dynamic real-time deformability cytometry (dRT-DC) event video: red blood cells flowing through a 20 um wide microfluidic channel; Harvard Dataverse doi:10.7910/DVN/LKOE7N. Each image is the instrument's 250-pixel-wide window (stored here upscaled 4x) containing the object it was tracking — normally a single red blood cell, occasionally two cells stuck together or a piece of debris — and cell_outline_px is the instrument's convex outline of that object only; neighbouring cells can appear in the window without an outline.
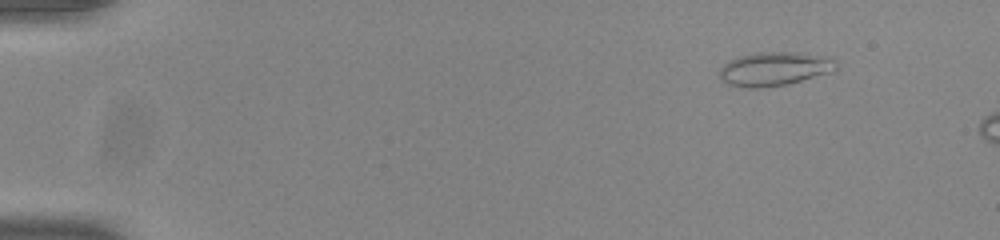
{"species": "common noctule bat (a hibernating species)", "species_latin": "Nyctalus noctula", "temperature_condition": "room temperature", "stored_images_in_passage": 5, "camera_frame_rate_fps": 3000, "um_per_image_px": 0.085, "animal": {"sex": "male", "body_mass_g": 20.0, "forearm_length_mm": 53.3}, "frame": {"image": 1, "passage_image": 1, "time_ms": 0.0, "image_size_px": [1000, 240], "cell_outline_px": [[836, 68], [832, 72], [788, 84], [760, 88], [744, 88], [728, 84], [720, 80], [720, 68], [728, 60], [740, 56], [756, 52], [804, 52], [832, 56], [836, 60]], "centroid_in_image_um": [65.86, 5.84], "position_along_channel_um": 19.1, "area_um2": 23.47}}